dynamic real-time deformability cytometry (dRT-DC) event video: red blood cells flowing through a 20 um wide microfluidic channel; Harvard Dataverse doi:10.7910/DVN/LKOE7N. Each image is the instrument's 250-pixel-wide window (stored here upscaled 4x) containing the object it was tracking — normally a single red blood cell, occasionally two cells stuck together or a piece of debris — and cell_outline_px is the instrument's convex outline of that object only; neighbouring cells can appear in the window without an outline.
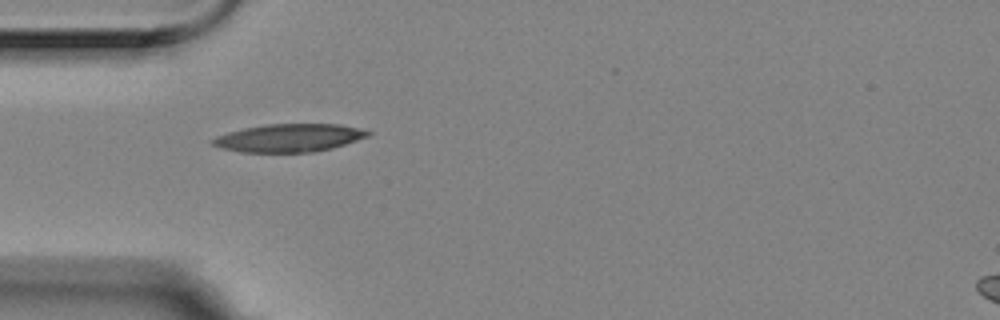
{"species": "Egyptian fruit bat (a non-hibernating species)", "species_latin": "Rousettus aegyptiacus", "temperature_condition": "room temperature", "stored_images_in_passage": 4, "camera_frame_rate_fps": 3000, "um_per_image_px": 0.085, "animal": {"sex": "female"}, "frame": {"image": 1, "passage_image": 1, "time_ms": 0.0, "image_size_px": [1000, 320], "cell_outline_px": [[372, 132], [368, 136], [332, 148], [316, 152], [240, 152], [220, 148], [212, 144], [208, 140], [216, 136], [228, 132], [244, 128], [268, 124], [340, 124]], "centroid_in_image_um": [24.51, 11.72], "position_along_channel_um": 60.5, "area_um2": 25.26}}
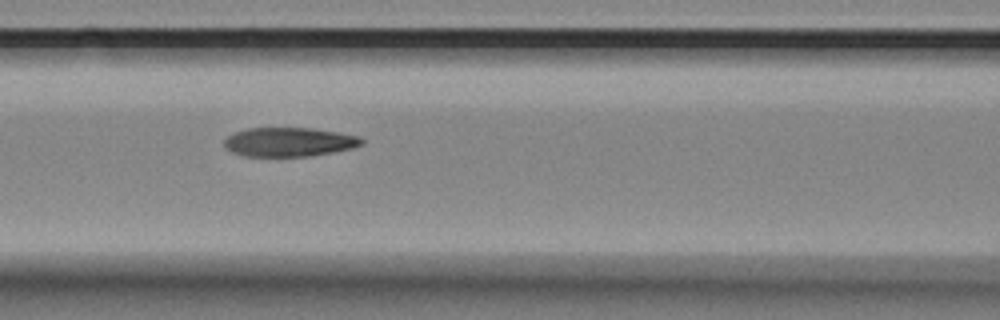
{"frame": {"image": 2, "passage_image": 3, "time_ms": 0.667, "image_size_px": [1000, 320], "cell_outline_px": [[364, 144], [352, 148], [332, 152], [308, 156], [244, 156], [232, 152], [224, 148], [224, 140], [228, 136], [236, 132], [248, 128], [312, 128], [360, 136], [364, 140]], "centroid_in_image_um": [24.57, 12.07], "position_along_channel_um": 142.0, "area_um2": 23.24}}
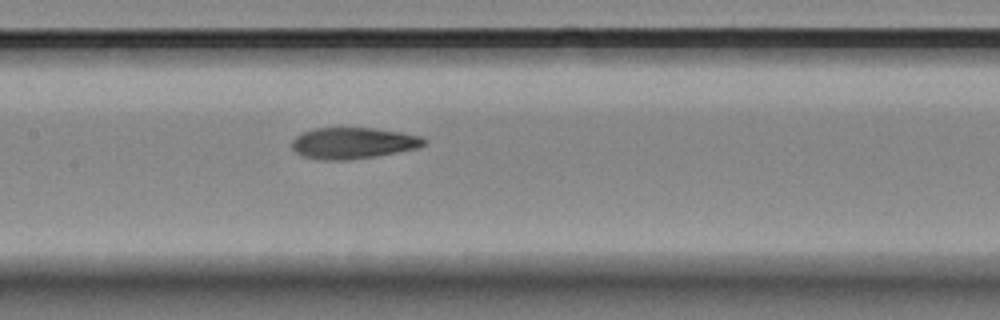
{"frame": {"image": 3, "passage_image": 4, "time_ms": 1.0, "image_size_px": [1000, 320], "cell_outline_px": [[428, 144], [416, 148], [396, 152], [348, 160], [320, 160], [300, 156], [292, 148], [292, 140], [296, 136], [304, 132], [316, 128], [372, 128], [400, 132], [424, 136], [428, 140]], "centroid_in_image_um": [30.02, 12.16], "position_along_channel_um": 177.4, "area_um2": 24.1}}